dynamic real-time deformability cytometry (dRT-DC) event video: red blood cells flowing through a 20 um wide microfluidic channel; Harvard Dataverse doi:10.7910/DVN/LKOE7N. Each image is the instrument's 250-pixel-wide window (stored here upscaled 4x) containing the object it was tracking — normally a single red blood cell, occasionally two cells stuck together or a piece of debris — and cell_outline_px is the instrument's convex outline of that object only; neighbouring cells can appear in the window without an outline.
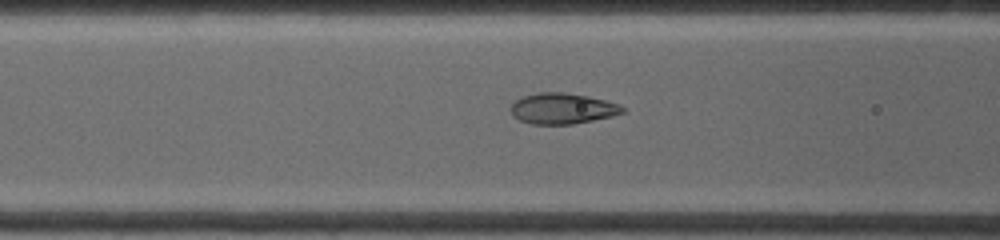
{"species": "common noctule bat (a hibernating species)", "species_latin": "Nyctalus noctula", "temperature_condition": "warm", "stored_images_in_passage": 24, "camera_frame_rate_fps": 4500, "um_per_image_px": 0.085, "animal": {"sex": "female", "body_mass_g": 19.0, "forearm_length_mm": 53.3}, "frame": {"image": 1, "passage_image": 10, "time_ms": 3.111, "image_size_px": [1000, 240], "cell_outline_px": [[624, 112], [612, 116], [572, 124], [532, 124], [520, 120], [512, 116], [508, 108], [516, 100], [524, 96], [540, 92], [564, 92], [588, 96], [604, 100], [616, 104], [624, 108]], "centroid_in_image_um": [47.75, 9.22], "position_along_channel_um": 118.9, "area_um2": 19.94}}
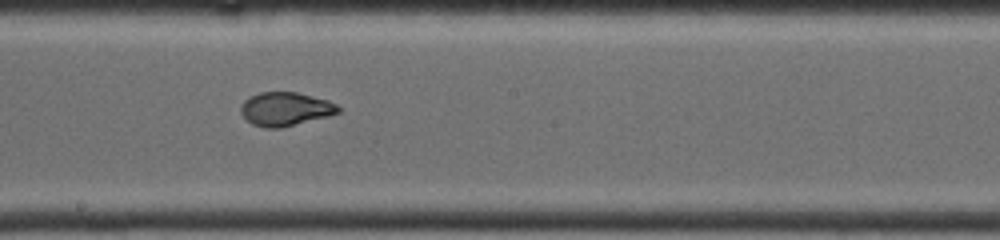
{"frame": {"image": 2, "passage_image": 18, "time_ms": 5.778, "image_size_px": [1000, 240], "cell_outline_px": [[340, 112], [328, 116], [280, 128], [264, 128], [252, 124], [240, 112], [240, 104], [248, 96], [260, 92], [296, 92], [328, 100], [336, 104], [340, 108]], "centroid_in_image_um": [24.23, 9.26], "position_along_channel_um": 224.0, "area_um2": 19.13}}
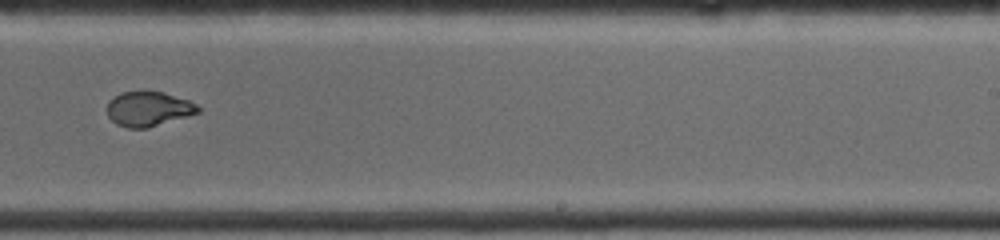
{"frame": {"image": 3, "passage_image": 22, "time_ms": 7.111, "image_size_px": [1000, 240], "cell_outline_px": [[200, 112], [148, 128], [128, 128], [116, 124], [108, 116], [108, 100], [124, 92], [140, 88], [144, 88], [164, 92], [188, 100], [196, 104], [200, 108]], "centroid_in_image_um": [12.61, 9.21], "position_along_channel_um": 276.4, "area_um2": 18.79}}